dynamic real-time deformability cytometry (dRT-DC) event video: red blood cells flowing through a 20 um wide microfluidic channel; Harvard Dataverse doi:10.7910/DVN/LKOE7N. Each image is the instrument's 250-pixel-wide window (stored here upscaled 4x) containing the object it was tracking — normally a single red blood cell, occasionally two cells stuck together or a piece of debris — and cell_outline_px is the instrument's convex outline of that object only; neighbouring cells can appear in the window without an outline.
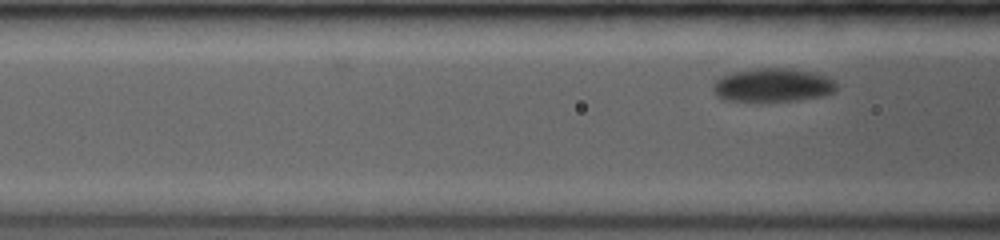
{"species": "common noctule bat (a hibernating species)", "species_latin": "Nyctalus noctula", "temperature_condition": "room temperature", "stored_images_in_passage": 4, "camera_frame_rate_fps": 3500, "um_per_image_px": 0.085, "animal": {"sex": "female", "body_mass_g": 19.0, "forearm_length_mm": 53.3}, "frame": {"image": 1, "passage_image": 4, "time_ms": 1.714, "image_size_px": [1000, 240], "cell_outline_px": [[836, 88], [832, 92], [820, 96], [796, 100], [760, 104], [720, 100], [712, 92], [712, 84], [720, 76], [732, 72], [756, 68], [792, 68], [816, 72], [828, 76], [836, 80]], "centroid_in_image_um": [65.61, 7.27], "position_along_channel_um": 101.0, "area_um2": 25.37}}